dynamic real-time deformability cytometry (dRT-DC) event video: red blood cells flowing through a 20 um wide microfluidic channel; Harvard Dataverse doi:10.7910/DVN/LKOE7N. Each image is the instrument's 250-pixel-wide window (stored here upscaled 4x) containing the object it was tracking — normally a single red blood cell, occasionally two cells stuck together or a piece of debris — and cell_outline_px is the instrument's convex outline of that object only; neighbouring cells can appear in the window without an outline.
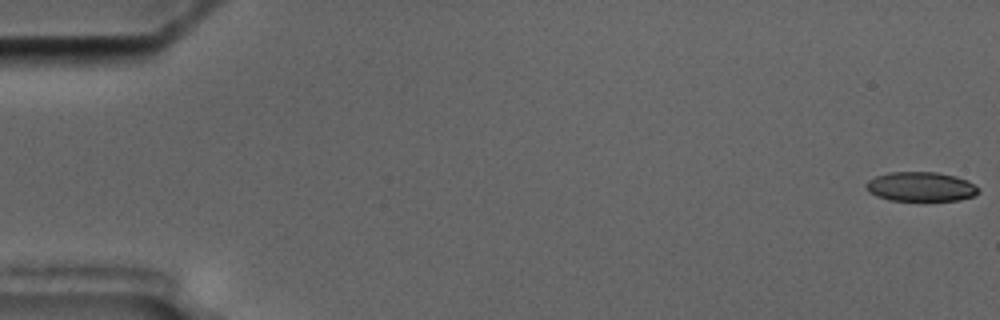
{"species": "common noctule bat (a hibernating species)", "species_latin": "Nyctalus noctula", "temperature_condition": "cold", "stored_images_in_passage": 6, "segment_of_instrument_passage": [1, 2], "camera_frame_rate_fps": 3000, "um_per_image_px": 0.085, "animal": {"sex": "male", "body_mass_g": 17.5, "forearm_length_mm": 52.3}, "frame": {"image": 1, "passage_image": 1, "time_ms": 0.0, "image_size_px": [1000, 320], "cell_outline_px": [[980, 192], [972, 196], [960, 200], [888, 200], [876, 196], [868, 192], [864, 184], [868, 180], [876, 176], [888, 172], [936, 172], [956, 176], [968, 180], [980, 188]], "centroid_in_image_um": [78.26, 15.86], "position_along_channel_um": 6.7, "area_um2": 19.42}}
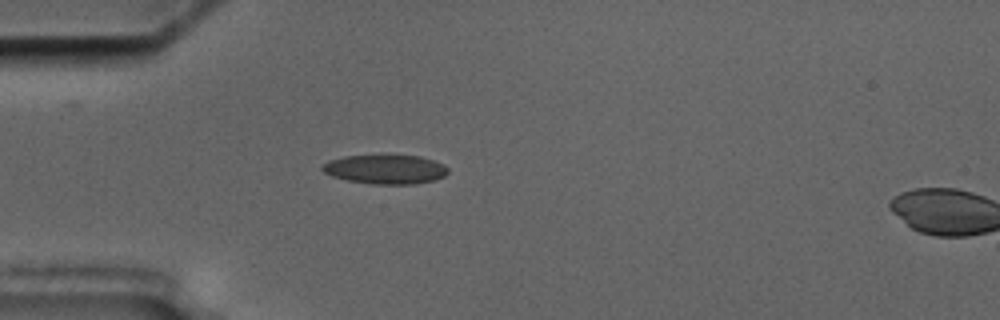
{"frame": {"image": 2, "passage_image": 5, "time_ms": 5.333, "image_size_px": [1000, 320], "cell_outline_px": [[448, 172], [444, 176], [436, 180], [412, 184], [372, 184], [348, 180], [332, 176], [324, 172], [320, 168], [320, 164], [328, 160], [344, 156], [420, 156], [444, 164], [448, 168]], "centroid_in_image_um": [32.74, 14.4], "position_along_channel_um": 52.3, "area_um2": 21.33}}